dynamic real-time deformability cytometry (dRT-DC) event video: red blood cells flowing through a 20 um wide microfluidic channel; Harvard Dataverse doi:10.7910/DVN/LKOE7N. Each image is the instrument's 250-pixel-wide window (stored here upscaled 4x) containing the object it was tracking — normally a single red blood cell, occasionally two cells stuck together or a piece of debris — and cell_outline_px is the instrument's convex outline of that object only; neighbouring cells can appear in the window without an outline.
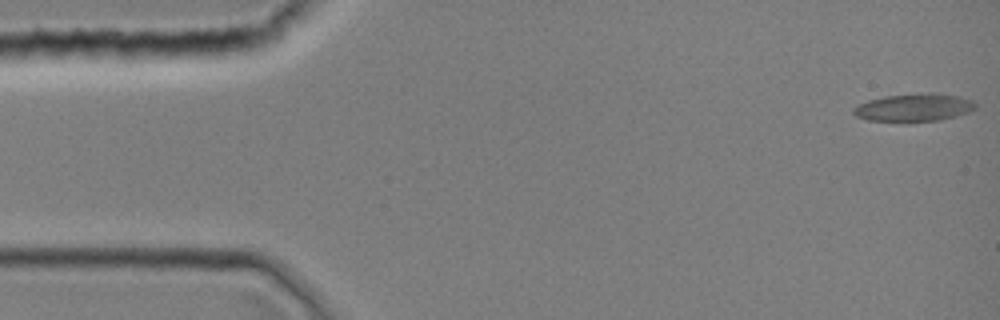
{"species": "common noctule bat (a hibernating species)", "species_latin": "Nyctalus noctula", "temperature_condition": "room temperature", "stored_images_in_passage": 1, "camera_frame_rate_fps": 3000, "um_per_image_px": 0.085, "animal": {"sex": "female", "body_mass_g": 19.0, "forearm_length_mm": 51.5}, "frame": {"image": 1, "passage_image": 1, "time_ms": 0.0, "image_size_px": [1000, 320], "cell_outline_px": [[976, 108], [968, 112], [956, 116], [940, 120], [908, 124], [904, 124], [868, 120], [856, 116], [852, 112], [852, 108], [868, 100], [884, 96], [928, 92], [960, 96], [972, 100], [976, 104]], "centroid_in_image_um": [77.66, 9.17], "position_along_channel_um": 7.3, "area_um2": 20.52}}